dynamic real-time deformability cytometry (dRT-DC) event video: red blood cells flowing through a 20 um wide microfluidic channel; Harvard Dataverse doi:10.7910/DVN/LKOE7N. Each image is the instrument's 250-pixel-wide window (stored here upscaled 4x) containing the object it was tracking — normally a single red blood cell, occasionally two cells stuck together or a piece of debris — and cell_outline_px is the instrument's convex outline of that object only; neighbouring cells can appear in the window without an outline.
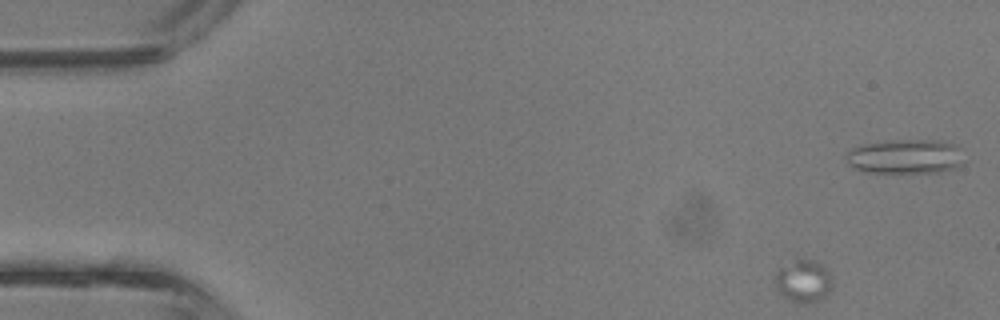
{"species": "common noctule bat (a hibernating species)", "species_latin": "Nyctalus noctula", "temperature_condition": "room temperature", "stored_images_in_passage": 8, "camera_frame_rate_fps": 3000, "um_per_image_px": 0.085, "animal": {"sex": "male", "body_mass_g": 13.3}, "frame": {"image": 1, "passage_image": 1, "time_ms": 0.0, "image_size_px": [1000, 320], "cell_outline_px": [[832, 288], [824, 296], [808, 304], [796, 304], [780, 296], [776, 288], [776, 272], [780, 268], [796, 256], [812, 260], [820, 264], [828, 272], [832, 284]], "centroid_in_image_um": [68.23, 23.89], "position_along_channel_um": 16.8, "area_um2": 14.45}}